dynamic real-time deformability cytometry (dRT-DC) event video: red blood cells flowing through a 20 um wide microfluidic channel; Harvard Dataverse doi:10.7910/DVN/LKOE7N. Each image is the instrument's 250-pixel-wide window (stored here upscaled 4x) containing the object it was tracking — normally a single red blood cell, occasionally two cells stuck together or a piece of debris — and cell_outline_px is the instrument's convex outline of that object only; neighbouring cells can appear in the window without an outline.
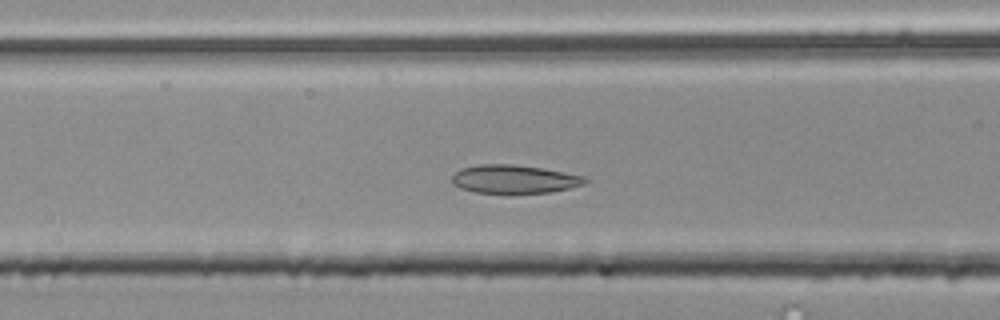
{"species": "common noctule bat (a hibernating species)", "species_latin": "Nyctalus noctula", "temperature_condition": "room temperature", "stored_images_in_passage": 51, "camera_frame_rate_fps": 3000, "um_per_image_px": 0.085, "animal": {"sex": "male", "body_mass_g": 20.4}, "frame": {"image": 1, "passage_image": 17, "time_ms": 5.333, "image_size_px": [1000, 320], "cell_outline_px": [[588, 180], [584, 184], [568, 188], [548, 192], [476, 192], [460, 188], [452, 184], [452, 176], [460, 168], [480, 164], [512, 164], [540, 168], [584, 176]], "centroid_in_image_um": [43.66, 15.21], "position_along_channel_um": 122.9, "area_um2": 21.56}}
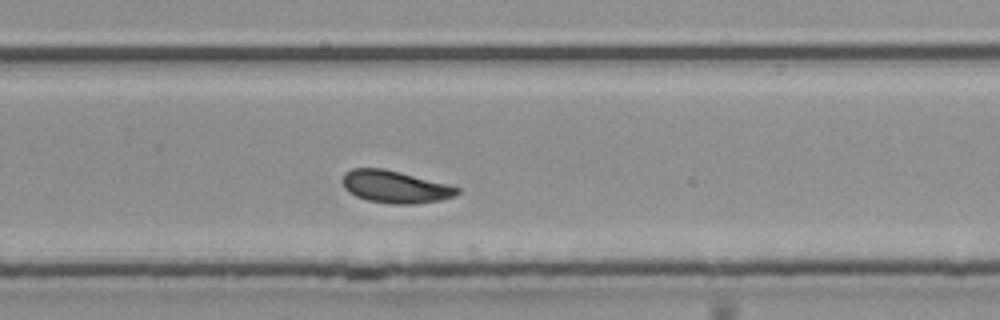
{"frame": {"image": 2, "passage_image": 31, "time_ms": 10.0, "image_size_px": [1000, 320], "cell_outline_px": [[460, 192], [456, 196], [440, 200], [416, 204], [392, 204], [368, 200], [356, 196], [348, 192], [344, 188], [340, 180], [344, 172], [352, 168], [384, 168], [448, 184], [460, 188]], "centroid_in_image_um": [33.56, 15.87], "position_along_channel_um": 296.2, "area_um2": 21.85}}
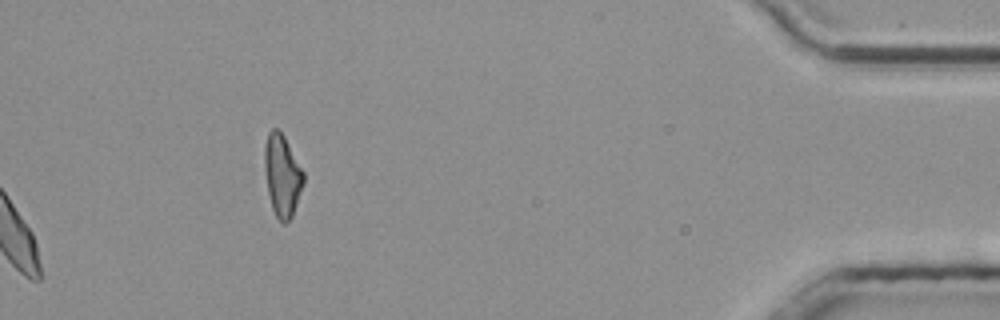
{"frame": {"image": 3, "passage_image": 51, "time_ms": 16.667, "image_size_px": [1000, 320], "cell_outline_px": [[304, 184], [292, 216], [284, 224], [276, 216], [272, 208], [268, 192], [264, 168], [264, 148], [268, 132], [272, 128], [276, 128], [284, 136], [304, 172]], "centroid_in_image_um": [23.98, 14.9], "position_along_channel_um": 411.2, "area_um2": 18.5}, "authors_computed_cell_mechanics": {"area_um2": 21.5016, "velocity_mm_per_s": 3.7206, "shape_relaxation_time_tau1_ms": 7.0652, "shape_relaxation_time_tau2_ms": 2.1037, "deformation_change_tau1": 0.1181, "deformation_change_tau2": 0.0676}}